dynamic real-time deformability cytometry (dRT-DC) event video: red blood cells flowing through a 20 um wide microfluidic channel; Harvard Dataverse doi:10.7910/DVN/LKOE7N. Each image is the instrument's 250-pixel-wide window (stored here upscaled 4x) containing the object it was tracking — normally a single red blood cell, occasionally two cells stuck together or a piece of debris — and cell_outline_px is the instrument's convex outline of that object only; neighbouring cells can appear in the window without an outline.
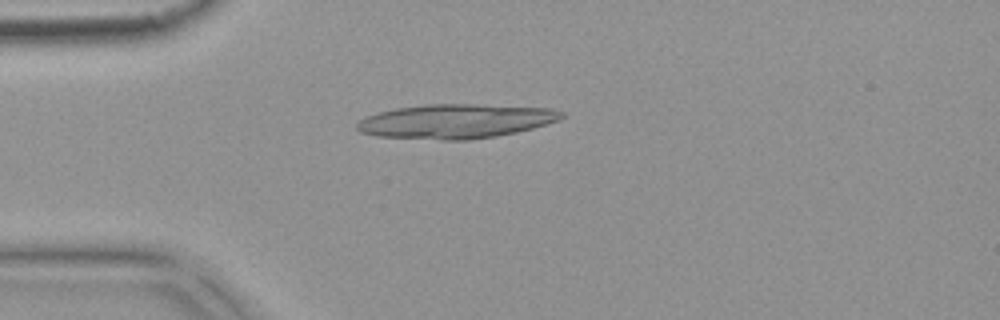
{"species": "common noctule bat (a hibernating species)", "species_latin": "Nyctalus noctula", "temperature_condition": "warm", "stored_images_in_passage": 10, "camera_frame_rate_fps": 3000, "um_per_image_px": 0.085, "animal": {"sex": "female", "body_mass_g": 18.4}, "frame": {"image": 1, "passage_image": 7, "time_ms": 2.0, "image_size_px": [1000, 320], "cell_outline_px": [[564, 116], [560, 120], [532, 128], [516, 132], [496, 136], [468, 140], [440, 140], [376, 136], [360, 132], [356, 128], [356, 124], [364, 116], [376, 112], [396, 108], [424, 104], [476, 104], [552, 108], [564, 112]], "centroid_in_image_um": [38.71, 10.3], "position_along_channel_um": 46.3, "area_um2": 41.21}}